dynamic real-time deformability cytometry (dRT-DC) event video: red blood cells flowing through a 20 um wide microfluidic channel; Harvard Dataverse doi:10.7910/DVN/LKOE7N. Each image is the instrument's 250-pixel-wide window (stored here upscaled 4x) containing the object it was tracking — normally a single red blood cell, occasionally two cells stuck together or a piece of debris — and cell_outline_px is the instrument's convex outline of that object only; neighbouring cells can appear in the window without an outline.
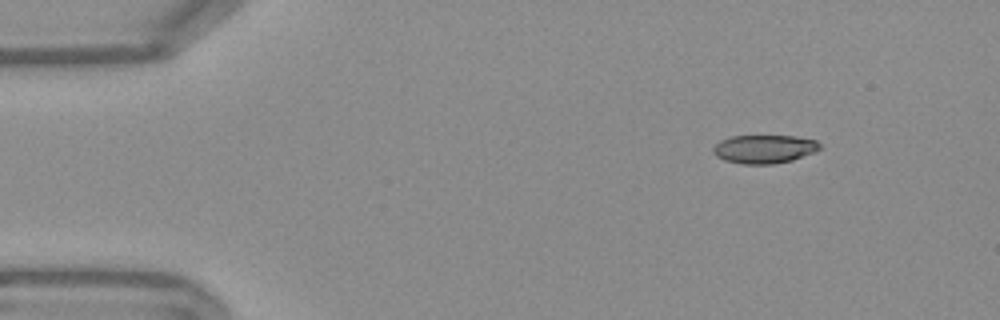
{"species": "Egyptian fruit bat (a non-hibernating species)", "species_latin": "Rousettus aegyptiacus", "temperature_condition": "warm", "stored_images_in_passage": 48, "camera_frame_rate_fps": 3000, "um_per_image_px": 0.085, "frame": {"image": 1, "passage_image": 1, "time_ms": 0.0, "image_size_px": [1000, 320], "cell_outline_px": [[820, 148], [816, 152], [792, 160], [772, 164], [744, 164], [724, 160], [716, 156], [712, 152], [712, 148], [720, 140], [732, 136], [796, 136], [816, 140], [820, 144]], "centroid_in_image_um": [64.96, 12.67], "position_along_channel_um": 20.0, "area_um2": 17.74}}
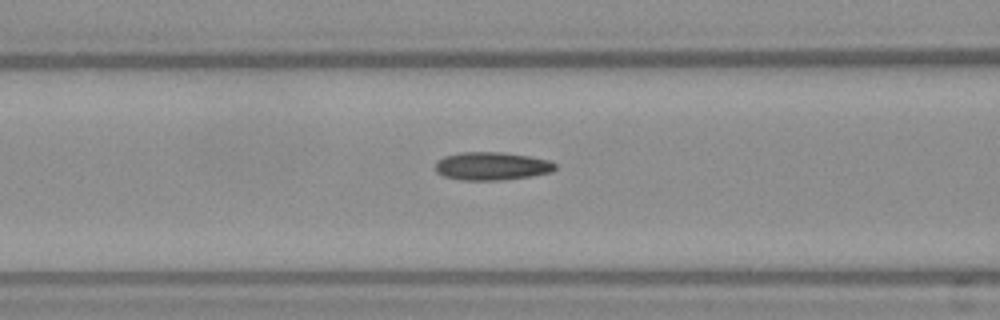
{"frame": {"image": 2, "passage_image": 16, "time_ms": 5.0, "image_size_px": [1000, 320], "cell_outline_px": [[556, 168], [552, 172], [532, 176], [500, 180], [460, 180], [444, 176], [436, 172], [436, 160], [444, 156], [460, 152], [500, 152], [528, 156], [548, 160], [556, 164]], "centroid_in_image_um": [41.78, 14.12], "position_along_channel_um": 124.8, "area_um2": 19.65}}
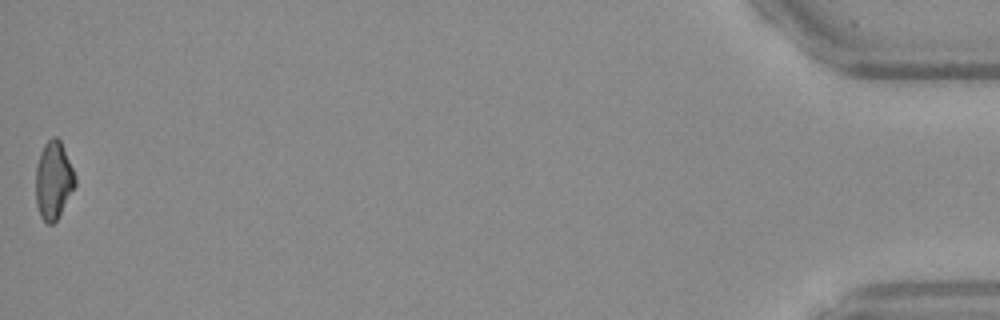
{"frame": {"image": 3, "passage_image": 48, "time_ms": 15.667, "image_size_px": [1000, 320], "cell_outline_px": [[76, 184], [56, 220], [52, 224], [48, 224], [40, 216], [36, 204], [36, 164], [40, 152], [44, 144], [52, 136], [56, 136], [60, 140], [76, 176]], "centroid_in_image_um": [4.53, 15.3], "position_along_channel_um": 430.7, "area_um2": 17.74}, "authors_computed_cell_mechanics": {"area_um2": 18.6694, "velocity_mm_per_s": 3.7919, "shape_relaxation_time_tau1_ms": null, "shape_relaxation_time_tau2_ms": 4.0146, "deformation_change_tau1": null, "deformation_change_tau2": 0.1152}}